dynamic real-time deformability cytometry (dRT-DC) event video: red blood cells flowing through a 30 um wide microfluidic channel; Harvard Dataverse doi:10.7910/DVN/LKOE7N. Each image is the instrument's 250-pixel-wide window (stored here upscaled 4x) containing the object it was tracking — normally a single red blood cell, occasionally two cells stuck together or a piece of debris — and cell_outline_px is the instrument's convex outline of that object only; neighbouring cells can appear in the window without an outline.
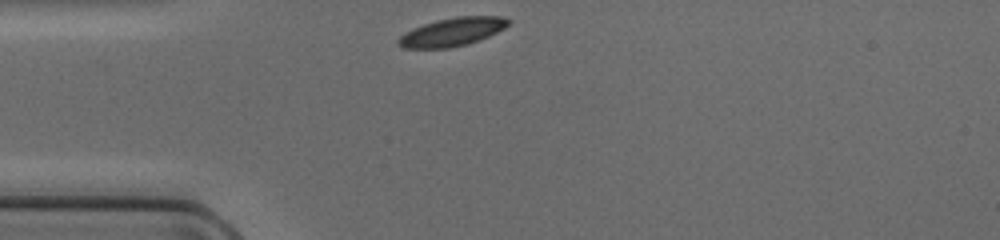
{"species": "common noctule bat (a hibernating species)", "species_latin": "Nyctalus noctula", "temperature_condition": "cold", "stored_images_in_passage": 28, "camera_frame_rate_fps": 3000, "um_per_image_px": 0.085, "animal": {"sex": "female", "body_mass_g": 17.0, "forearm_length_mm": 48.0}, "frame": {"image": 1, "passage_image": 1, "time_ms": 0.0, "image_size_px": [1000, 240], "cell_outline_px": [[512, 20], [504, 28], [480, 40], [468, 44], [448, 48], [404, 48], [396, 44], [396, 40], [404, 32], [412, 28], [436, 20], [456, 16], [500, 16]], "centroid_in_image_um": [38.41, 2.71], "position_along_channel_um": 46.6, "area_um2": 18.26}}
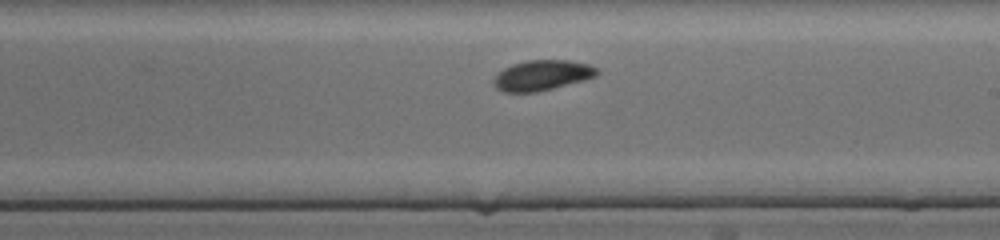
{"frame": {"image": 2, "passage_image": 16, "time_ms": 5.0, "image_size_px": [1000, 240], "cell_outline_px": [[600, 72], [596, 76], [584, 80], [536, 92], [504, 92], [496, 88], [492, 80], [504, 68], [512, 64], [528, 60], [568, 60], [588, 64], [596, 68]], "centroid_in_image_um": [46.08, 6.4], "position_along_channel_um": 242.9, "area_um2": 18.09}}
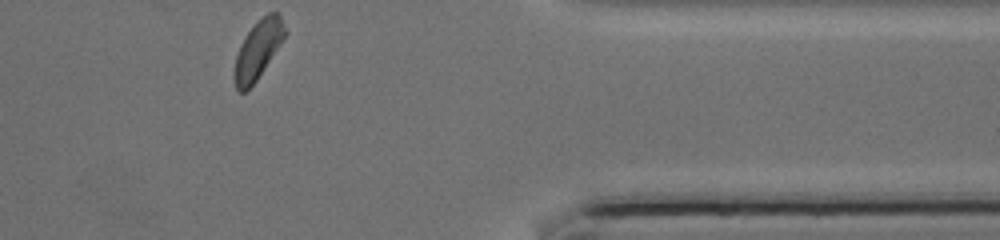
{"frame": {"image": 3, "passage_image": 28, "time_ms": 9.0, "image_size_px": [1000, 240], "cell_outline_px": [[288, 32], [256, 80], [244, 92], [240, 92], [236, 88], [232, 76], [236, 56], [240, 44], [244, 36], [268, 12], [276, 12], [280, 16]], "centroid_in_image_um": [21.91, 4.24], "position_along_channel_um": 389.5, "area_um2": 16.88}}